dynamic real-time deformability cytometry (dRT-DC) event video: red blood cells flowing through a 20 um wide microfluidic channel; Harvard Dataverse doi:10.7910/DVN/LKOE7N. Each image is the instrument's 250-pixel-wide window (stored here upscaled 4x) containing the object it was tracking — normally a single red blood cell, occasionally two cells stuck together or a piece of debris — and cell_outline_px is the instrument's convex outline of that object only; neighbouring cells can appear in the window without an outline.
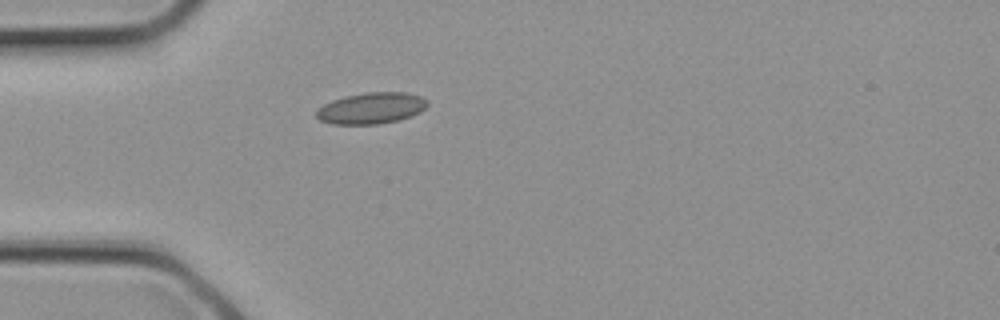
{"species": "common noctule bat (a hibernating species)", "species_latin": "Nyctalus noctula", "temperature_condition": "cold", "stored_images_in_passage": 3, "camera_frame_rate_fps": 3000, "um_per_image_px": 0.085, "animal": {"sex": "female", "body_mass_g": 21.9}, "frame": {"image": 1, "passage_image": 3, "time_ms": 0.667, "image_size_px": [1000, 320], "cell_outline_px": [[428, 104], [420, 112], [412, 116], [400, 120], [380, 124], [332, 124], [320, 120], [316, 116], [316, 108], [332, 100], [348, 96], [368, 92], [408, 92], [420, 96], [428, 100]], "centroid_in_image_um": [31.58, 9.2], "position_along_channel_um": 53.4, "area_um2": 20.35}}